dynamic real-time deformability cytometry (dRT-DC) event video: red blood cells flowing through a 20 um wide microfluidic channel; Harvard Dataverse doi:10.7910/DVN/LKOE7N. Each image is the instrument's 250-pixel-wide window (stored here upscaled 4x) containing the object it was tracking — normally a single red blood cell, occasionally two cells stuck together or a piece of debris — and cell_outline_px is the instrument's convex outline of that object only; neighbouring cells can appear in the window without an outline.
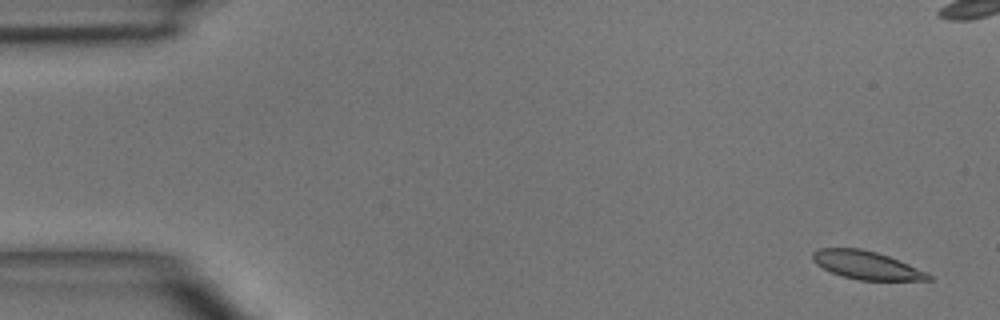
{"species": "common noctule bat (a hibernating species)", "species_latin": "Nyctalus noctula", "temperature_condition": "room temperature", "stored_images_in_passage": 5, "camera_frame_rate_fps": 3000, "um_per_image_px": 0.085, "animal": {"sex": "male", "body_mass_g": 15.6}, "frame": {"image": 1, "passage_image": 1, "time_ms": 0.0, "image_size_px": [1000, 320], "cell_outline_px": [[932, 280], [860, 280], [844, 276], [832, 272], [816, 264], [812, 260], [812, 252], [820, 248], [860, 248], [876, 252], [888, 256], [908, 264], [932, 276]], "centroid_in_image_um": [73.61, 22.53], "position_along_channel_um": 11.4, "area_um2": 18.67}}